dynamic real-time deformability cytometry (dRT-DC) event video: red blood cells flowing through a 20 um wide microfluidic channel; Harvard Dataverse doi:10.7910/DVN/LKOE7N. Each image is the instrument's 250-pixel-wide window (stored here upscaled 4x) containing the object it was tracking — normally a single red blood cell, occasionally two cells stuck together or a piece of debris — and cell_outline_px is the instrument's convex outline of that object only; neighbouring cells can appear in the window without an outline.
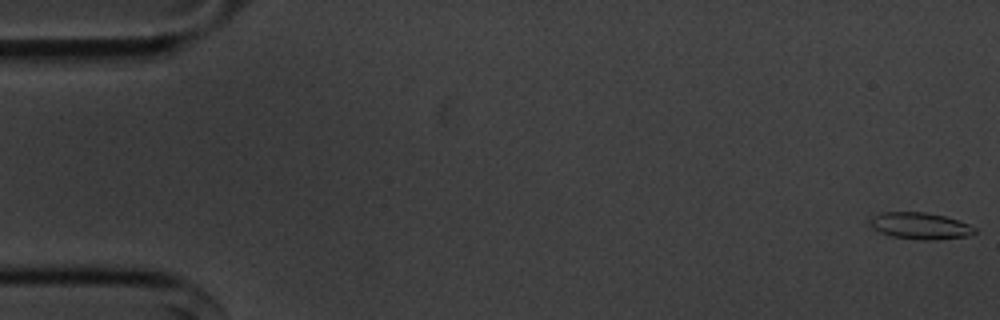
{"species": "common noctule bat (a hibernating species)", "species_latin": "Nyctalus noctula", "temperature_condition": "cold", "stored_images_in_passage": 55, "camera_frame_rate_fps": 3000, "um_per_image_px": 0.085, "animal": {"sex": "male", "body_mass_g": 20.1, "forearm_length_mm": 53.5}, "frame": {"image": 1, "passage_image": 1, "time_ms": 0.0, "image_size_px": [1000, 320], "cell_outline_px": [[976, 232], [968, 236], [936, 240], [924, 240], [892, 236], [880, 232], [872, 228], [868, 224], [868, 220], [872, 216], [880, 212], [924, 212], [944, 216], [968, 224], [976, 228]], "centroid_in_image_um": [78.17, 19.19], "position_along_channel_um": 6.8, "area_um2": 16.3}}
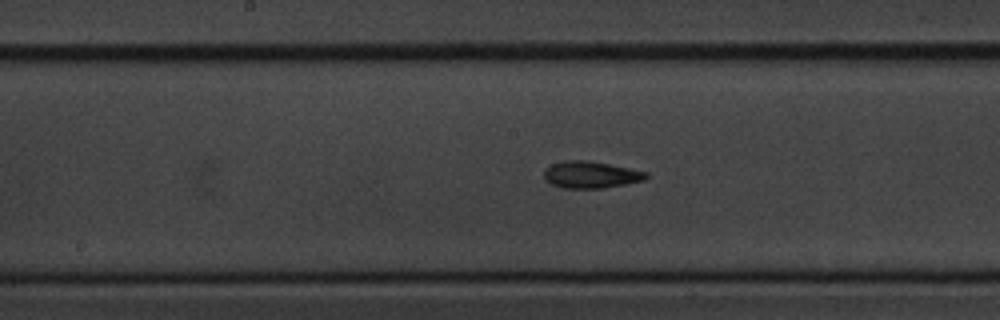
{"frame": {"image": 2, "passage_image": 28, "time_ms": 9.0, "image_size_px": [1000, 320], "cell_outline_px": [[648, 176], [644, 180], [604, 188], [564, 188], [552, 184], [544, 180], [544, 168], [552, 164], [568, 160], [588, 160], [648, 172]], "centroid_in_image_um": [50.19, 14.85], "position_along_channel_um": 198.0, "area_um2": 15.9}}
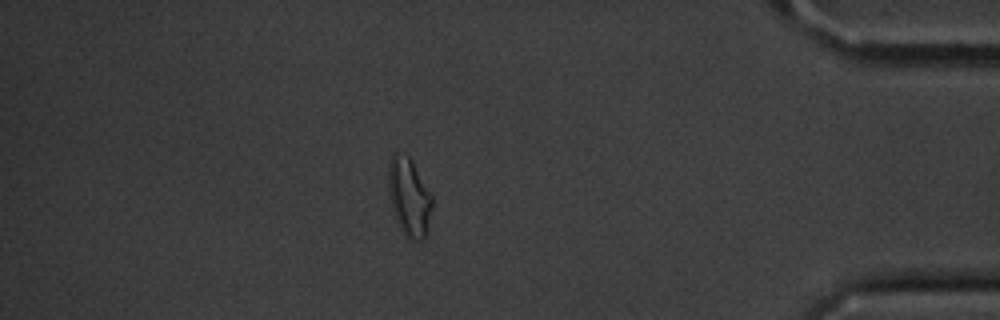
{"frame": {"image": 3, "passage_image": 48, "time_ms": 15.667, "image_size_px": [1000, 320], "cell_outline_px": [[432, 208], [424, 236], [420, 240], [416, 240], [404, 236], [396, 220], [388, 196], [388, 164], [392, 156], [396, 152], [408, 156], [412, 160], [432, 192]], "centroid_in_image_um": [34.76, 16.7], "position_along_channel_um": 400.4, "area_um2": 20.06}, "authors_computed_cell_mechanics": {"area_um2": 15.9528, "velocity_mm_per_s": 3.6315, "shape_relaxation_time_tau1_ms": 3.8111, "shape_relaxation_time_tau2_ms": 3.6122, "deformation_change_tau1": 0.1023, "deformation_change_tau2": 0.1106}}